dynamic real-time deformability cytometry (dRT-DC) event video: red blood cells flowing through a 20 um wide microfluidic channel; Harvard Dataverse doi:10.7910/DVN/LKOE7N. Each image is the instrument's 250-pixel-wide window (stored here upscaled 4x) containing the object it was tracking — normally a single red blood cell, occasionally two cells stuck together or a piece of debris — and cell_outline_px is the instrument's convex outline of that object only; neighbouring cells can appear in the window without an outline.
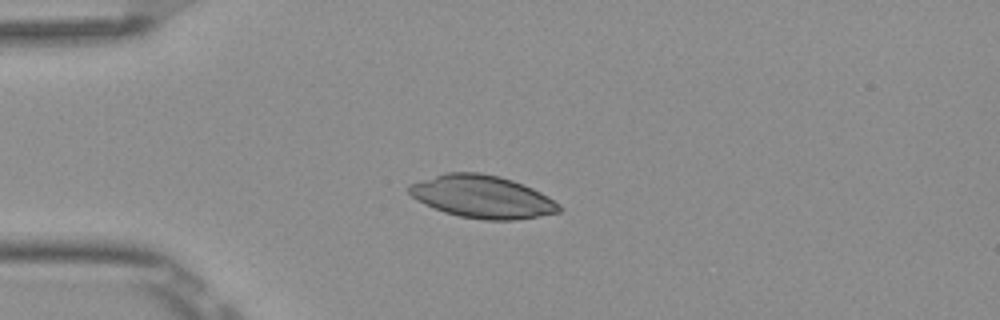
{"species": "Egyptian fruit bat (a non-hibernating species)", "species_latin": "Rousettus aegyptiacus", "temperature_condition": "room temperature", "stored_images_in_passage": 40, "camera_frame_rate_fps": 3000, "um_per_image_px": 0.085, "frame": {"image": 1, "passage_image": 1, "time_ms": 0.0, "image_size_px": [1000, 320], "cell_outline_px": [[564, 208], [560, 212], [512, 220], [484, 220], [460, 216], [444, 212], [412, 196], [408, 192], [408, 184], [444, 172], [480, 172], [500, 176], [524, 184], [548, 196], [560, 204]], "centroid_in_image_um": [41.01, 16.7], "position_along_channel_um": 44.0, "area_um2": 37.17}}
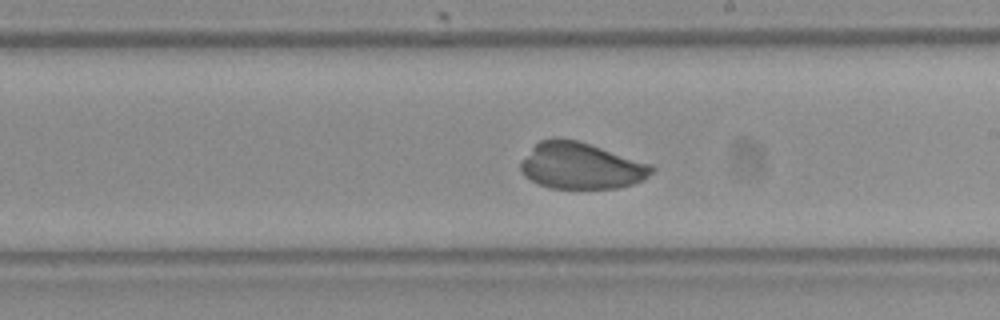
{"frame": {"image": 2, "passage_image": 18, "time_ms": 5.667, "image_size_px": [1000, 320], "cell_outline_px": [[656, 168], [644, 180], [632, 184], [616, 188], [552, 188], [540, 184], [524, 176], [520, 172], [520, 160], [540, 140], [552, 136], [556, 136], [576, 140], [652, 164]], "centroid_in_image_um": [49.36, 14.08], "position_along_channel_um": 239.6, "area_um2": 35.49}}
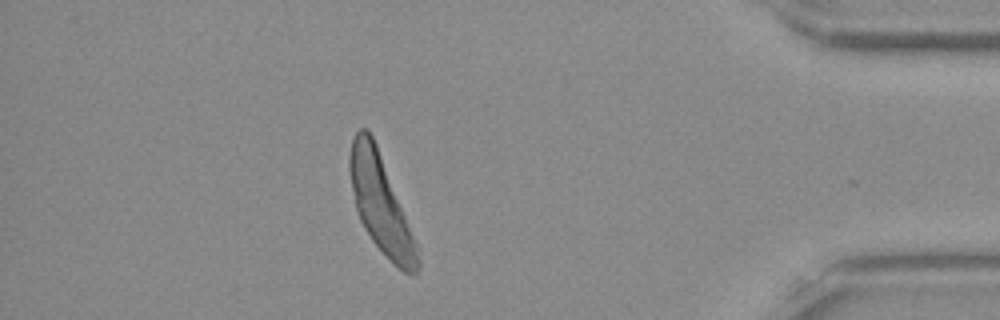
{"frame": {"image": 3, "passage_image": 34, "time_ms": 11.0, "image_size_px": [1000, 320], "cell_outline_px": [[420, 268], [412, 276], [404, 272], [372, 240], [364, 228], [360, 220], [356, 208], [348, 168], [348, 156], [352, 140], [356, 132], [360, 128], [364, 128], [372, 136], [376, 144], [416, 244], [420, 264]], "centroid_in_image_um": [32.32, 17.31], "position_along_channel_um": 402.9, "area_um2": 37.05}}